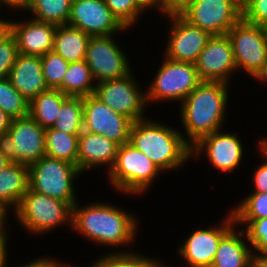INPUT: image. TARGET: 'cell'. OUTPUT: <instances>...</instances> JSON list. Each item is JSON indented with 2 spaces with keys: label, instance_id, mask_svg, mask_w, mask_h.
Segmentation results:
<instances>
[{
  "label": "cell",
  "instance_id": "1",
  "mask_svg": "<svg viewBox=\"0 0 267 267\" xmlns=\"http://www.w3.org/2000/svg\"><path fill=\"white\" fill-rule=\"evenodd\" d=\"M106 201L103 202L102 199L93 202L92 199L86 205L77 201L72 207V232L77 233V237L81 235L83 240L85 238V241L98 245L97 248H106L108 253L134 251L128 249L134 246L141 229L136 213L113 204V201Z\"/></svg>",
  "mask_w": 267,
  "mask_h": 267
},
{
  "label": "cell",
  "instance_id": "2",
  "mask_svg": "<svg viewBox=\"0 0 267 267\" xmlns=\"http://www.w3.org/2000/svg\"><path fill=\"white\" fill-rule=\"evenodd\" d=\"M231 86L223 82L202 81L181 102L177 111L182 125L179 129L190 147L204 136L226 127L230 116L227 111Z\"/></svg>",
  "mask_w": 267,
  "mask_h": 267
},
{
  "label": "cell",
  "instance_id": "3",
  "mask_svg": "<svg viewBox=\"0 0 267 267\" xmlns=\"http://www.w3.org/2000/svg\"><path fill=\"white\" fill-rule=\"evenodd\" d=\"M164 122L151 117L133 122L129 141L163 174L181 171L192 161L191 147L185 142L179 127Z\"/></svg>",
  "mask_w": 267,
  "mask_h": 267
},
{
  "label": "cell",
  "instance_id": "4",
  "mask_svg": "<svg viewBox=\"0 0 267 267\" xmlns=\"http://www.w3.org/2000/svg\"><path fill=\"white\" fill-rule=\"evenodd\" d=\"M163 173L130 142L119 145L114 165L105 179L112 185L113 192L131 198L147 195L160 180ZM138 195V196H137Z\"/></svg>",
  "mask_w": 267,
  "mask_h": 267
},
{
  "label": "cell",
  "instance_id": "5",
  "mask_svg": "<svg viewBox=\"0 0 267 267\" xmlns=\"http://www.w3.org/2000/svg\"><path fill=\"white\" fill-rule=\"evenodd\" d=\"M21 230L34 237L49 235L68 226L72 231V207L64 201L37 193L30 188L12 213ZM49 233V234H48Z\"/></svg>",
  "mask_w": 267,
  "mask_h": 267
},
{
  "label": "cell",
  "instance_id": "6",
  "mask_svg": "<svg viewBox=\"0 0 267 267\" xmlns=\"http://www.w3.org/2000/svg\"><path fill=\"white\" fill-rule=\"evenodd\" d=\"M159 62L157 71L148 86L146 99L148 105L166 102H181L202 82L198 76L195 64L179 62L166 58ZM156 103V104H155Z\"/></svg>",
  "mask_w": 267,
  "mask_h": 267
},
{
  "label": "cell",
  "instance_id": "7",
  "mask_svg": "<svg viewBox=\"0 0 267 267\" xmlns=\"http://www.w3.org/2000/svg\"><path fill=\"white\" fill-rule=\"evenodd\" d=\"M81 174L77 165L44 156L29 165V188L73 207L79 201L75 187Z\"/></svg>",
  "mask_w": 267,
  "mask_h": 267
},
{
  "label": "cell",
  "instance_id": "8",
  "mask_svg": "<svg viewBox=\"0 0 267 267\" xmlns=\"http://www.w3.org/2000/svg\"><path fill=\"white\" fill-rule=\"evenodd\" d=\"M232 131L224 128L201 138L191 147L192 162L202 161V158H205L209 166H212L219 174L231 176L237 172L243 166L242 162L245 163V155L248 156V154H246V147L243 145L239 132Z\"/></svg>",
  "mask_w": 267,
  "mask_h": 267
},
{
  "label": "cell",
  "instance_id": "9",
  "mask_svg": "<svg viewBox=\"0 0 267 267\" xmlns=\"http://www.w3.org/2000/svg\"><path fill=\"white\" fill-rule=\"evenodd\" d=\"M134 72L113 80L96 83L94 95L113 111L123 114L133 122L149 118L146 88ZM148 107V108H147ZM147 113V114H145Z\"/></svg>",
  "mask_w": 267,
  "mask_h": 267
},
{
  "label": "cell",
  "instance_id": "10",
  "mask_svg": "<svg viewBox=\"0 0 267 267\" xmlns=\"http://www.w3.org/2000/svg\"><path fill=\"white\" fill-rule=\"evenodd\" d=\"M210 226L192 228L187 238L177 245L176 253L187 267H211L221 238L235 225L231 210ZM213 224V225H212Z\"/></svg>",
  "mask_w": 267,
  "mask_h": 267
},
{
  "label": "cell",
  "instance_id": "11",
  "mask_svg": "<svg viewBox=\"0 0 267 267\" xmlns=\"http://www.w3.org/2000/svg\"><path fill=\"white\" fill-rule=\"evenodd\" d=\"M238 73L253 78L267 62V28L241 18L227 33Z\"/></svg>",
  "mask_w": 267,
  "mask_h": 267
},
{
  "label": "cell",
  "instance_id": "12",
  "mask_svg": "<svg viewBox=\"0 0 267 267\" xmlns=\"http://www.w3.org/2000/svg\"><path fill=\"white\" fill-rule=\"evenodd\" d=\"M116 38L115 34L91 36L89 39L85 62L96 83L122 78L134 70L131 68L129 53L125 54V49Z\"/></svg>",
  "mask_w": 267,
  "mask_h": 267
},
{
  "label": "cell",
  "instance_id": "13",
  "mask_svg": "<svg viewBox=\"0 0 267 267\" xmlns=\"http://www.w3.org/2000/svg\"><path fill=\"white\" fill-rule=\"evenodd\" d=\"M180 15L211 36L225 35L242 18V0H192Z\"/></svg>",
  "mask_w": 267,
  "mask_h": 267
},
{
  "label": "cell",
  "instance_id": "14",
  "mask_svg": "<svg viewBox=\"0 0 267 267\" xmlns=\"http://www.w3.org/2000/svg\"><path fill=\"white\" fill-rule=\"evenodd\" d=\"M163 18L168 19L170 25L167 26V38L163 40L166 45L161 53L174 61L195 64L211 35L190 24L180 14L162 16L161 19Z\"/></svg>",
  "mask_w": 267,
  "mask_h": 267
},
{
  "label": "cell",
  "instance_id": "15",
  "mask_svg": "<svg viewBox=\"0 0 267 267\" xmlns=\"http://www.w3.org/2000/svg\"><path fill=\"white\" fill-rule=\"evenodd\" d=\"M45 130L30 116L13 119L3 141L11 161L29 166L46 156Z\"/></svg>",
  "mask_w": 267,
  "mask_h": 267
},
{
  "label": "cell",
  "instance_id": "16",
  "mask_svg": "<svg viewBox=\"0 0 267 267\" xmlns=\"http://www.w3.org/2000/svg\"><path fill=\"white\" fill-rule=\"evenodd\" d=\"M133 121L113 111L94 94L83 97V130L101 134L118 145L130 141Z\"/></svg>",
  "mask_w": 267,
  "mask_h": 267
},
{
  "label": "cell",
  "instance_id": "17",
  "mask_svg": "<svg viewBox=\"0 0 267 267\" xmlns=\"http://www.w3.org/2000/svg\"><path fill=\"white\" fill-rule=\"evenodd\" d=\"M201 81L223 82L229 85L236 79L238 69L227 34L209 38L195 62Z\"/></svg>",
  "mask_w": 267,
  "mask_h": 267
},
{
  "label": "cell",
  "instance_id": "18",
  "mask_svg": "<svg viewBox=\"0 0 267 267\" xmlns=\"http://www.w3.org/2000/svg\"><path fill=\"white\" fill-rule=\"evenodd\" d=\"M68 24L90 36L128 34L104 0H73ZM128 30V33H126Z\"/></svg>",
  "mask_w": 267,
  "mask_h": 267
},
{
  "label": "cell",
  "instance_id": "19",
  "mask_svg": "<svg viewBox=\"0 0 267 267\" xmlns=\"http://www.w3.org/2000/svg\"><path fill=\"white\" fill-rule=\"evenodd\" d=\"M17 14L23 19L17 20L11 16L6 27L16 39L18 52L23 55L43 56L53 51L57 25L26 17V12L23 15Z\"/></svg>",
  "mask_w": 267,
  "mask_h": 267
},
{
  "label": "cell",
  "instance_id": "20",
  "mask_svg": "<svg viewBox=\"0 0 267 267\" xmlns=\"http://www.w3.org/2000/svg\"><path fill=\"white\" fill-rule=\"evenodd\" d=\"M118 147L116 142L101 134L83 130L79 135L78 169L83 176L93 170L101 171V168L105 169L104 174H107L114 165Z\"/></svg>",
  "mask_w": 267,
  "mask_h": 267
},
{
  "label": "cell",
  "instance_id": "21",
  "mask_svg": "<svg viewBox=\"0 0 267 267\" xmlns=\"http://www.w3.org/2000/svg\"><path fill=\"white\" fill-rule=\"evenodd\" d=\"M8 79L29 102L49 88L42 73L41 56L18 54Z\"/></svg>",
  "mask_w": 267,
  "mask_h": 267
},
{
  "label": "cell",
  "instance_id": "22",
  "mask_svg": "<svg viewBox=\"0 0 267 267\" xmlns=\"http://www.w3.org/2000/svg\"><path fill=\"white\" fill-rule=\"evenodd\" d=\"M252 247L236 224L221 238L211 267H254Z\"/></svg>",
  "mask_w": 267,
  "mask_h": 267
},
{
  "label": "cell",
  "instance_id": "23",
  "mask_svg": "<svg viewBox=\"0 0 267 267\" xmlns=\"http://www.w3.org/2000/svg\"><path fill=\"white\" fill-rule=\"evenodd\" d=\"M29 189V166L11 162L0 170V206L12 214Z\"/></svg>",
  "mask_w": 267,
  "mask_h": 267
},
{
  "label": "cell",
  "instance_id": "24",
  "mask_svg": "<svg viewBox=\"0 0 267 267\" xmlns=\"http://www.w3.org/2000/svg\"><path fill=\"white\" fill-rule=\"evenodd\" d=\"M90 35L69 24L58 25L54 36L53 51L67 62L85 60Z\"/></svg>",
  "mask_w": 267,
  "mask_h": 267
},
{
  "label": "cell",
  "instance_id": "25",
  "mask_svg": "<svg viewBox=\"0 0 267 267\" xmlns=\"http://www.w3.org/2000/svg\"><path fill=\"white\" fill-rule=\"evenodd\" d=\"M69 97L58 89L49 88L30 101L29 116L41 127L51 128L56 122L62 104Z\"/></svg>",
  "mask_w": 267,
  "mask_h": 267
},
{
  "label": "cell",
  "instance_id": "26",
  "mask_svg": "<svg viewBox=\"0 0 267 267\" xmlns=\"http://www.w3.org/2000/svg\"><path fill=\"white\" fill-rule=\"evenodd\" d=\"M96 82L85 60L70 62L62 84L57 88L72 97H84L95 92Z\"/></svg>",
  "mask_w": 267,
  "mask_h": 267
},
{
  "label": "cell",
  "instance_id": "27",
  "mask_svg": "<svg viewBox=\"0 0 267 267\" xmlns=\"http://www.w3.org/2000/svg\"><path fill=\"white\" fill-rule=\"evenodd\" d=\"M79 135L65 133L52 127L47 128L45 130L46 156L77 165Z\"/></svg>",
  "mask_w": 267,
  "mask_h": 267
},
{
  "label": "cell",
  "instance_id": "28",
  "mask_svg": "<svg viewBox=\"0 0 267 267\" xmlns=\"http://www.w3.org/2000/svg\"><path fill=\"white\" fill-rule=\"evenodd\" d=\"M73 0H31L27 15L55 25L68 24Z\"/></svg>",
  "mask_w": 267,
  "mask_h": 267
},
{
  "label": "cell",
  "instance_id": "29",
  "mask_svg": "<svg viewBox=\"0 0 267 267\" xmlns=\"http://www.w3.org/2000/svg\"><path fill=\"white\" fill-rule=\"evenodd\" d=\"M105 253V254H104ZM94 261L88 264L89 267H158L163 260L156 256L151 257L139 250L127 253H108L104 251Z\"/></svg>",
  "mask_w": 267,
  "mask_h": 267
},
{
  "label": "cell",
  "instance_id": "30",
  "mask_svg": "<svg viewBox=\"0 0 267 267\" xmlns=\"http://www.w3.org/2000/svg\"><path fill=\"white\" fill-rule=\"evenodd\" d=\"M52 128L69 134H81L83 131V97L70 96L62 104Z\"/></svg>",
  "mask_w": 267,
  "mask_h": 267
},
{
  "label": "cell",
  "instance_id": "31",
  "mask_svg": "<svg viewBox=\"0 0 267 267\" xmlns=\"http://www.w3.org/2000/svg\"><path fill=\"white\" fill-rule=\"evenodd\" d=\"M246 196L229 208L235 221H254L267 218V192L245 193Z\"/></svg>",
  "mask_w": 267,
  "mask_h": 267
},
{
  "label": "cell",
  "instance_id": "32",
  "mask_svg": "<svg viewBox=\"0 0 267 267\" xmlns=\"http://www.w3.org/2000/svg\"><path fill=\"white\" fill-rule=\"evenodd\" d=\"M30 102L11 84L8 77L0 79V109L13 119L29 116Z\"/></svg>",
  "mask_w": 267,
  "mask_h": 267
},
{
  "label": "cell",
  "instance_id": "33",
  "mask_svg": "<svg viewBox=\"0 0 267 267\" xmlns=\"http://www.w3.org/2000/svg\"><path fill=\"white\" fill-rule=\"evenodd\" d=\"M235 224L244 229L254 258L267 256V218L235 221Z\"/></svg>",
  "mask_w": 267,
  "mask_h": 267
},
{
  "label": "cell",
  "instance_id": "34",
  "mask_svg": "<svg viewBox=\"0 0 267 267\" xmlns=\"http://www.w3.org/2000/svg\"><path fill=\"white\" fill-rule=\"evenodd\" d=\"M104 2L118 21L129 30H133L132 27L141 22L139 19L147 13L136 0H104Z\"/></svg>",
  "mask_w": 267,
  "mask_h": 267
},
{
  "label": "cell",
  "instance_id": "35",
  "mask_svg": "<svg viewBox=\"0 0 267 267\" xmlns=\"http://www.w3.org/2000/svg\"><path fill=\"white\" fill-rule=\"evenodd\" d=\"M42 73L48 88L57 89L68 70L69 62L54 51L41 56Z\"/></svg>",
  "mask_w": 267,
  "mask_h": 267
},
{
  "label": "cell",
  "instance_id": "36",
  "mask_svg": "<svg viewBox=\"0 0 267 267\" xmlns=\"http://www.w3.org/2000/svg\"><path fill=\"white\" fill-rule=\"evenodd\" d=\"M18 54L16 39L5 27L0 32V79L8 77Z\"/></svg>",
  "mask_w": 267,
  "mask_h": 267
},
{
  "label": "cell",
  "instance_id": "37",
  "mask_svg": "<svg viewBox=\"0 0 267 267\" xmlns=\"http://www.w3.org/2000/svg\"><path fill=\"white\" fill-rule=\"evenodd\" d=\"M242 18L267 28V0H242Z\"/></svg>",
  "mask_w": 267,
  "mask_h": 267
},
{
  "label": "cell",
  "instance_id": "38",
  "mask_svg": "<svg viewBox=\"0 0 267 267\" xmlns=\"http://www.w3.org/2000/svg\"><path fill=\"white\" fill-rule=\"evenodd\" d=\"M259 158H261L262 162L260 161V165H256L252 170V176L250 175V177H252L250 178L252 182L250 185H252L253 187H250L252 191L247 193L267 192V161L261 156Z\"/></svg>",
  "mask_w": 267,
  "mask_h": 267
},
{
  "label": "cell",
  "instance_id": "39",
  "mask_svg": "<svg viewBox=\"0 0 267 267\" xmlns=\"http://www.w3.org/2000/svg\"><path fill=\"white\" fill-rule=\"evenodd\" d=\"M9 249L6 250L1 262H0V267H8V261L10 259L9 257ZM31 261L28 263L26 262L25 264L24 263H21L20 264H16L14 267H52L59 259L58 258H54L50 255H44V256H38V258H34L33 260L30 259ZM24 264V265H23Z\"/></svg>",
  "mask_w": 267,
  "mask_h": 267
},
{
  "label": "cell",
  "instance_id": "40",
  "mask_svg": "<svg viewBox=\"0 0 267 267\" xmlns=\"http://www.w3.org/2000/svg\"><path fill=\"white\" fill-rule=\"evenodd\" d=\"M12 215L6 211L2 206H0V244L6 249H10L9 247L10 246H7L9 245L10 243L8 242L9 241V237L11 236L9 233L11 227H9L10 225H8L9 221L12 220L10 217ZM8 218H10L8 220Z\"/></svg>",
  "mask_w": 267,
  "mask_h": 267
},
{
  "label": "cell",
  "instance_id": "41",
  "mask_svg": "<svg viewBox=\"0 0 267 267\" xmlns=\"http://www.w3.org/2000/svg\"><path fill=\"white\" fill-rule=\"evenodd\" d=\"M192 0H162V16L180 14Z\"/></svg>",
  "mask_w": 267,
  "mask_h": 267
},
{
  "label": "cell",
  "instance_id": "42",
  "mask_svg": "<svg viewBox=\"0 0 267 267\" xmlns=\"http://www.w3.org/2000/svg\"><path fill=\"white\" fill-rule=\"evenodd\" d=\"M31 0H0V5L5 8V11H10L9 14L12 15V13H20L22 11L25 12V10L28 8ZM8 9V10H7ZM13 10V11H12Z\"/></svg>",
  "mask_w": 267,
  "mask_h": 267
},
{
  "label": "cell",
  "instance_id": "43",
  "mask_svg": "<svg viewBox=\"0 0 267 267\" xmlns=\"http://www.w3.org/2000/svg\"><path fill=\"white\" fill-rule=\"evenodd\" d=\"M138 4L147 12L162 16V0H136ZM156 11V12H155Z\"/></svg>",
  "mask_w": 267,
  "mask_h": 267
},
{
  "label": "cell",
  "instance_id": "44",
  "mask_svg": "<svg viewBox=\"0 0 267 267\" xmlns=\"http://www.w3.org/2000/svg\"><path fill=\"white\" fill-rule=\"evenodd\" d=\"M13 118L0 109V140L3 142L12 124Z\"/></svg>",
  "mask_w": 267,
  "mask_h": 267
},
{
  "label": "cell",
  "instance_id": "45",
  "mask_svg": "<svg viewBox=\"0 0 267 267\" xmlns=\"http://www.w3.org/2000/svg\"><path fill=\"white\" fill-rule=\"evenodd\" d=\"M10 154L3 142L0 143V170L4 169L11 163Z\"/></svg>",
  "mask_w": 267,
  "mask_h": 267
},
{
  "label": "cell",
  "instance_id": "46",
  "mask_svg": "<svg viewBox=\"0 0 267 267\" xmlns=\"http://www.w3.org/2000/svg\"><path fill=\"white\" fill-rule=\"evenodd\" d=\"M266 134H264L263 137H258L257 140V149H259L257 151V153L260 154L261 157H263L266 161H267V136H265Z\"/></svg>",
  "mask_w": 267,
  "mask_h": 267
},
{
  "label": "cell",
  "instance_id": "47",
  "mask_svg": "<svg viewBox=\"0 0 267 267\" xmlns=\"http://www.w3.org/2000/svg\"><path fill=\"white\" fill-rule=\"evenodd\" d=\"M252 79L255 80V82L257 81V83L259 82L260 85H267V62L261 67V69L255 74Z\"/></svg>",
  "mask_w": 267,
  "mask_h": 267
},
{
  "label": "cell",
  "instance_id": "48",
  "mask_svg": "<svg viewBox=\"0 0 267 267\" xmlns=\"http://www.w3.org/2000/svg\"><path fill=\"white\" fill-rule=\"evenodd\" d=\"M254 267H267V256L255 259Z\"/></svg>",
  "mask_w": 267,
  "mask_h": 267
},
{
  "label": "cell",
  "instance_id": "49",
  "mask_svg": "<svg viewBox=\"0 0 267 267\" xmlns=\"http://www.w3.org/2000/svg\"><path fill=\"white\" fill-rule=\"evenodd\" d=\"M52 267H78V266H75L73 263H70V262L67 263L63 259L62 261L59 259Z\"/></svg>",
  "mask_w": 267,
  "mask_h": 267
},
{
  "label": "cell",
  "instance_id": "50",
  "mask_svg": "<svg viewBox=\"0 0 267 267\" xmlns=\"http://www.w3.org/2000/svg\"><path fill=\"white\" fill-rule=\"evenodd\" d=\"M2 10H5V8H3V7L0 5V11H2ZM2 13H3L4 16H3V15H0V22H7V21H8V19H7L8 17H5V15H7V13L4 14L5 12H0V14H2ZM2 16H3V17H2ZM4 17H5L6 19H5Z\"/></svg>",
  "mask_w": 267,
  "mask_h": 267
},
{
  "label": "cell",
  "instance_id": "51",
  "mask_svg": "<svg viewBox=\"0 0 267 267\" xmlns=\"http://www.w3.org/2000/svg\"><path fill=\"white\" fill-rule=\"evenodd\" d=\"M6 252V249L0 244V262Z\"/></svg>",
  "mask_w": 267,
  "mask_h": 267
},
{
  "label": "cell",
  "instance_id": "52",
  "mask_svg": "<svg viewBox=\"0 0 267 267\" xmlns=\"http://www.w3.org/2000/svg\"><path fill=\"white\" fill-rule=\"evenodd\" d=\"M166 261L163 259V262L158 266V267H172V265H168L167 263H165ZM167 264V265H166ZM166 265V266H165ZM174 267V266H173ZM176 267V266H175Z\"/></svg>",
  "mask_w": 267,
  "mask_h": 267
},
{
  "label": "cell",
  "instance_id": "53",
  "mask_svg": "<svg viewBox=\"0 0 267 267\" xmlns=\"http://www.w3.org/2000/svg\"><path fill=\"white\" fill-rule=\"evenodd\" d=\"M7 22H0V32L6 27Z\"/></svg>",
  "mask_w": 267,
  "mask_h": 267
}]
</instances>
